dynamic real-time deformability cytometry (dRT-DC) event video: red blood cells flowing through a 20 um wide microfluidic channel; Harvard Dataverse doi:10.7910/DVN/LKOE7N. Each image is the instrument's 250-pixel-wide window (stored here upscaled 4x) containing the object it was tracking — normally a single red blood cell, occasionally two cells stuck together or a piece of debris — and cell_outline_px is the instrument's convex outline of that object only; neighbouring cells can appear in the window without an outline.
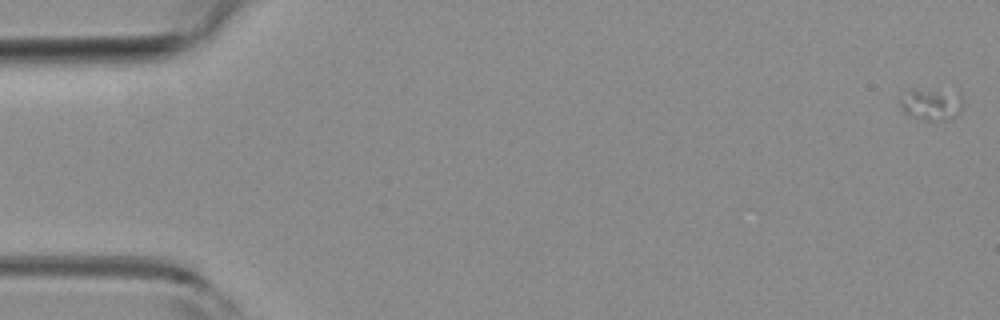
{"species": "common noctule bat (a hibernating species)", "species_latin": "Nyctalus noctula", "temperature_condition": "room temperature", "stored_images_in_passage": 9, "camera_frame_rate_fps": 3000, "um_per_image_px": 0.085, "animal": {"sex": "female", "body_mass_g": 19.3, "forearm_length_mm": 54.1}, "frame": {"image": 1, "passage_image": 1, "time_ms": 0.0, "image_size_px": [1000, 320], "cell_outline_px": [[964, 104], [960, 112], [956, 116], [944, 120], [924, 120], [912, 116], [904, 112], [900, 108], [900, 96], [908, 88], [960, 88]], "centroid_in_image_um": [79.23, 8.76], "position_along_channel_um": 5.8, "area_um2": 12.83}}